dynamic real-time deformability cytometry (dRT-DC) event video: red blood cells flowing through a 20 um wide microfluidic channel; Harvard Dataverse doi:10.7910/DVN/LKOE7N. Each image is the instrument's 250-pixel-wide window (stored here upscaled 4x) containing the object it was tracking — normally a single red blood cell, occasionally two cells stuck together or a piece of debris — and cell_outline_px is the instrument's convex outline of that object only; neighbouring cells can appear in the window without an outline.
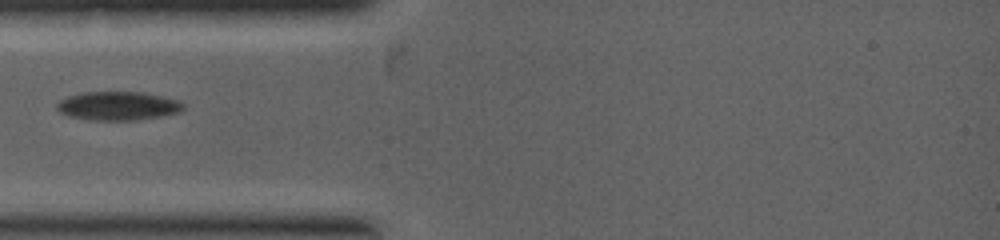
{"species": "common noctule bat (a hibernating species)", "species_latin": "Nyctalus noctula", "temperature_condition": "warm", "stored_images_in_passage": 19, "camera_frame_rate_fps": 5000, "um_per_image_px": 0.085, "animal": {"sex": "female", "body_mass_g": 19.0, "forearm_length_mm": 53.3}, "frame": {"image": 1, "passage_image": 1, "time_ms": 0.0, "image_size_px": [1000, 240], "cell_outline_px": [[184, 108], [180, 112], [160, 116], [136, 120], [88, 120], [68, 116], [60, 112], [56, 108], [56, 104], [60, 100], [68, 96], [80, 92], [140, 92], [180, 100], [184, 104]], "centroid_in_image_um": [10.0, 9.0], "position_along_channel_um": 75.0, "area_um2": 21.21}}
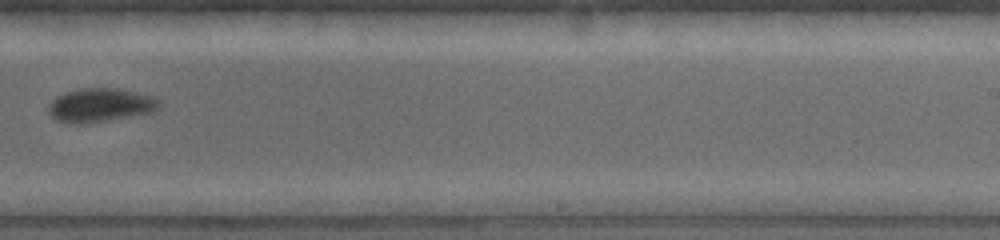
{"frame": {"image": 2, "passage_image": 10, "time_ms": 3.0, "image_size_px": [1000, 240], "cell_outline_px": [[160, 108], [156, 112], [100, 120], [56, 120], [48, 112], [48, 104], [56, 96], [64, 92], [80, 88], [120, 88], [136, 92], [160, 100]], "centroid_in_image_um": [8.57, 8.87], "position_along_channel_um": 280.4, "area_um2": 20.87}}
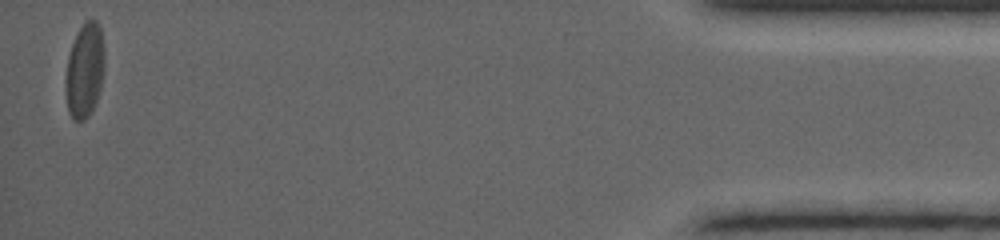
{"frame": {"image": 3, "passage_image": 19, "time_ms": 6.6, "image_size_px": [1000, 240], "cell_outline_px": [[104, 68], [100, 88], [96, 100], [88, 116], [84, 120], [72, 120], [68, 112], [64, 80], [68, 56], [76, 32], [84, 20], [96, 20], [100, 28], [104, 48]], "centroid_in_image_um": [7.17, 5.96], "position_along_channel_um": 428.0, "area_um2": 21.62}}